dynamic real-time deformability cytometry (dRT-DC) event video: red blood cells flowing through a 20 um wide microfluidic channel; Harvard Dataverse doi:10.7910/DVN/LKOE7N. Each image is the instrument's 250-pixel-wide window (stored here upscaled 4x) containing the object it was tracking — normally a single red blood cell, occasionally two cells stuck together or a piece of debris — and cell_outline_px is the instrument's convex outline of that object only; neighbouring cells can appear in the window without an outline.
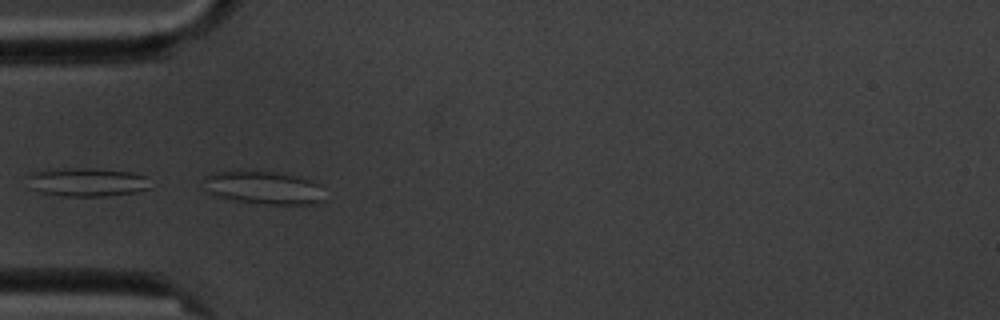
{"species": "common noctule bat (a hibernating species)", "species_latin": "Nyctalus noctula", "temperature_condition": "cold", "stored_images_in_passage": 7, "camera_frame_rate_fps": 3000, "um_per_image_px": 0.085, "animal": {"sex": "male", "body_mass_g": 20.1, "forearm_length_mm": 53.5}, "frame": {"image": 1, "passage_image": 6, "time_ms": 5.667, "image_size_px": [1000, 320], "cell_outline_px": [[324, 200], [316, 204], [268, 204], [236, 200], [212, 196], [208, 192], [204, 180], [204, 176], [212, 172], [276, 172], [300, 176], [312, 180], [320, 184]], "centroid_in_image_um": [22.44, 15.96], "position_along_channel_um": 62.6, "area_um2": 23.18}}
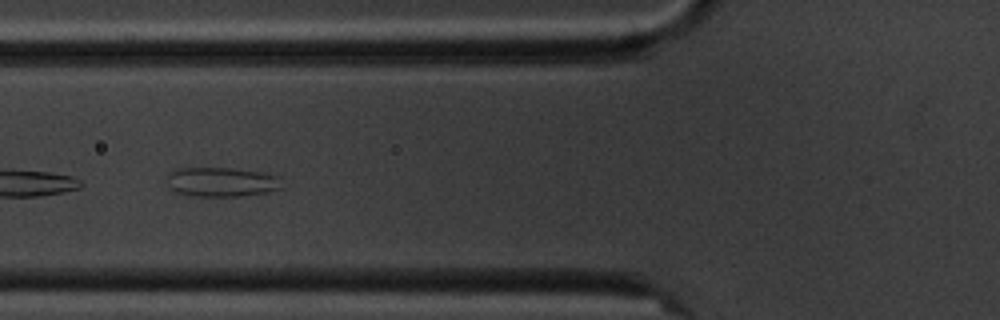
{"frame": {"image": 2, "passage_image": 7, "time_ms": 7.0, "image_size_px": [1000, 320], "cell_outline_px": [[280, 188], [264, 192], [240, 196], [196, 196], [176, 192], [168, 184], [168, 176], [176, 168], [228, 168], [260, 172], [280, 176]], "centroid_in_image_um": [18.82, 15.46], "position_along_channel_um": 107.0, "area_um2": 19.31}}